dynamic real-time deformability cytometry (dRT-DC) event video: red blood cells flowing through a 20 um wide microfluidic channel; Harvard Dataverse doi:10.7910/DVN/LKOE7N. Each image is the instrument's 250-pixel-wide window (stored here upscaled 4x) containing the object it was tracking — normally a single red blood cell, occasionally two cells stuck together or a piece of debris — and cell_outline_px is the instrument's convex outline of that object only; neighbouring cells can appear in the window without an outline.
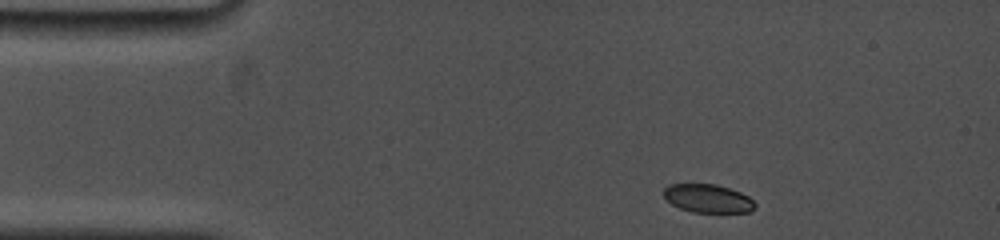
{"species": "common noctule bat (a hibernating species)", "species_latin": "Nyctalus noctula", "temperature_condition": "cold", "stored_images_in_passage": 27, "camera_frame_rate_fps": 5000, "um_per_image_px": 0.085, "animal": {"sex": "female", "body_mass_g": 19.0, "forearm_length_mm": 53.3}, "frame": {"image": 1, "passage_image": 1, "time_ms": 0.0, "image_size_px": [1000, 240], "cell_outline_px": [[756, 208], [752, 212], [692, 212], [680, 208], [672, 204], [664, 196], [664, 188], [668, 184], [716, 184], [740, 192], [748, 196], [756, 204]], "centroid_in_image_um": [60.19, 16.87], "position_along_channel_um": 24.8, "area_um2": 15.09}}
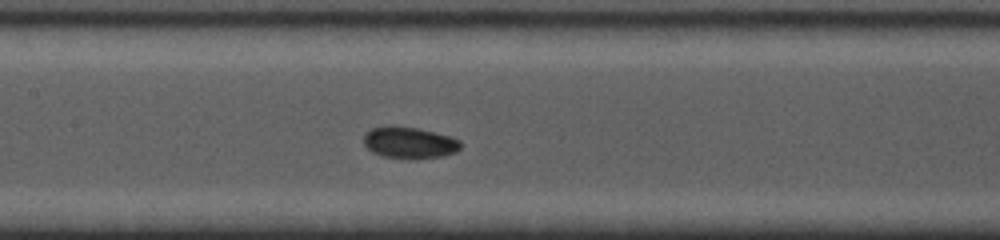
{"frame": {"image": 2, "passage_image": 12, "time_ms": 5.6, "image_size_px": [1000, 240], "cell_outline_px": [[460, 148], [456, 152], [444, 156], [384, 156], [372, 152], [364, 144], [364, 132], [372, 128], [384, 124], [392, 124], [416, 128], [448, 136], [460, 140]], "centroid_in_image_um": [34.73, 12.06], "position_along_channel_um": 172.7, "area_um2": 17.28}}
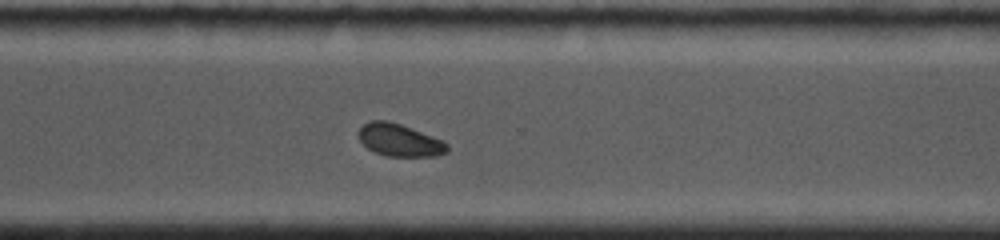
{"frame": {"image": 3, "passage_image": 27, "time_ms": 10.0, "image_size_px": [1000, 240], "cell_outline_px": [[448, 152], [436, 156], [388, 156], [376, 152], [368, 148], [360, 140], [360, 128], [364, 124], [372, 120], [388, 120], [400, 124], [444, 140], [448, 144]], "centroid_in_image_um": [34.01, 11.91], "position_along_channel_um": 336.6, "area_um2": 16.59}}